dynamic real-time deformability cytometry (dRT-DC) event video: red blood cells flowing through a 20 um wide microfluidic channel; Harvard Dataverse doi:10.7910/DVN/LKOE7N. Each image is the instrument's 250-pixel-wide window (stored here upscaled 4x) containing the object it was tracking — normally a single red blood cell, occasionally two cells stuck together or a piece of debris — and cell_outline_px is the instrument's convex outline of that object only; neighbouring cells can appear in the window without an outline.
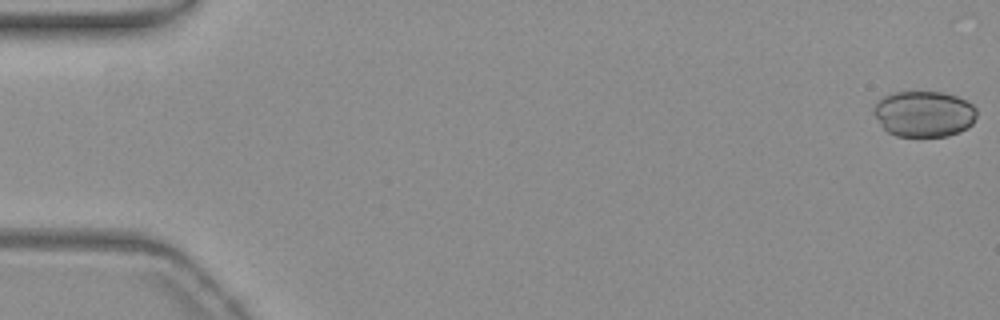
{"species": "common noctule bat (a hibernating species)", "species_latin": "Nyctalus noctula", "temperature_condition": "warm", "stored_images_in_passage": 22, "camera_frame_rate_fps": 3000, "um_per_image_px": 0.085, "animal": {"sex": "female", "body_mass_g": 19.3, "forearm_length_mm": 54.1}, "frame": {"image": 1, "passage_image": 1, "time_ms": 0.0, "image_size_px": [1000, 320], "cell_outline_px": [[976, 116], [972, 124], [968, 128], [960, 132], [948, 136], [896, 136], [888, 132], [884, 128], [872, 112], [872, 108], [876, 100], [884, 96], [896, 92], [940, 92], [956, 96], [972, 104], [976, 108]], "centroid_in_image_um": [78.52, 9.68], "position_along_channel_um": 6.5, "area_um2": 27.69}}
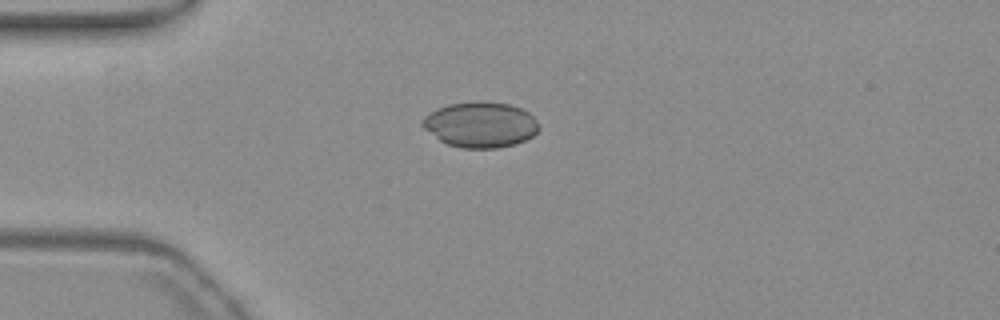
{"frame": {"image": 2, "passage_image": 15, "time_ms": 4.667, "image_size_px": [1000, 320], "cell_outline_px": [[540, 128], [532, 136], [516, 144], [496, 148], [460, 148], [448, 144], [440, 140], [424, 128], [420, 124], [424, 116], [436, 108], [448, 104], [476, 100], [480, 100], [508, 104], [520, 108], [528, 112], [540, 124]], "centroid_in_image_um": [40.83, 10.58], "position_along_channel_um": 44.2, "area_um2": 31.1}}